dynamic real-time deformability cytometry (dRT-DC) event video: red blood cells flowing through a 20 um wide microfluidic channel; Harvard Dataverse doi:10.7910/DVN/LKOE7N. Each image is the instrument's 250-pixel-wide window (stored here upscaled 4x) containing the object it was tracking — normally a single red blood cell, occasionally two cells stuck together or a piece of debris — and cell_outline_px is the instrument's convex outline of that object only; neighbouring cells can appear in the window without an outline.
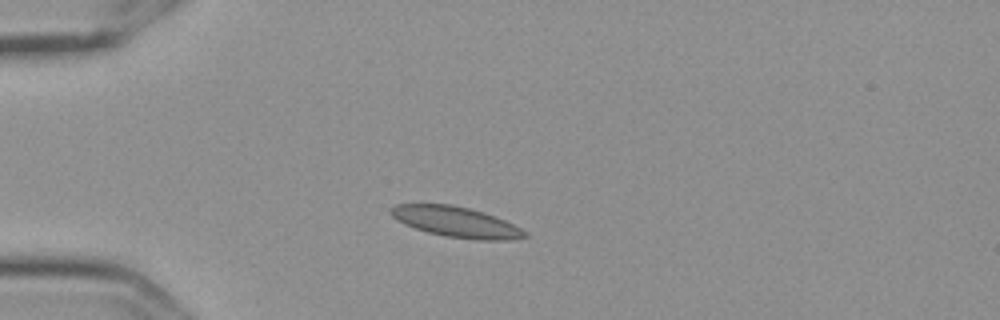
{"species": "Egyptian fruit bat (a non-hibernating species)", "species_latin": "Rousettus aegyptiacus", "temperature_condition": "cold", "stored_images_in_passage": 43, "camera_frame_rate_fps": 3000, "um_per_image_px": 0.085, "frame": {"image": 1, "passage_image": 1, "time_ms": 0.0, "image_size_px": [1000, 320], "cell_outline_px": [[528, 236], [512, 240], [480, 240], [444, 236], [428, 232], [404, 224], [396, 220], [388, 212], [388, 208], [396, 204], [452, 204], [484, 212], [496, 216], [528, 232]], "centroid_in_image_um": [38.75, 18.86], "position_along_channel_um": 46.2, "area_um2": 23.93}}
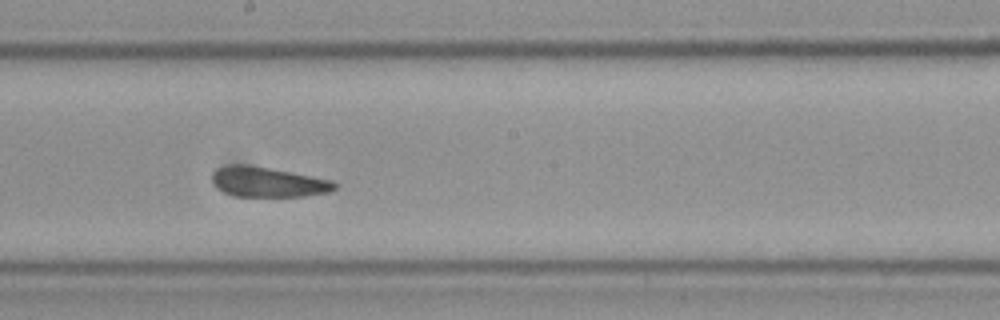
{"frame": {"image": 2, "passage_image": 18, "time_ms": 5.667, "image_size_px": [1000, 320], "cell_outline_px": [[336, 188], [332, 192], [304, 196], [236, 196], [224, 192], [216, 188], [212, 180], [212, 172], [220, 168], [232, 164], [248, 164], [332, 180], [336, 184]], "centroid_in_image_um": [22.77, 15.47], "position_along_channel_um": 225.4, "area_um2": 21.33}}
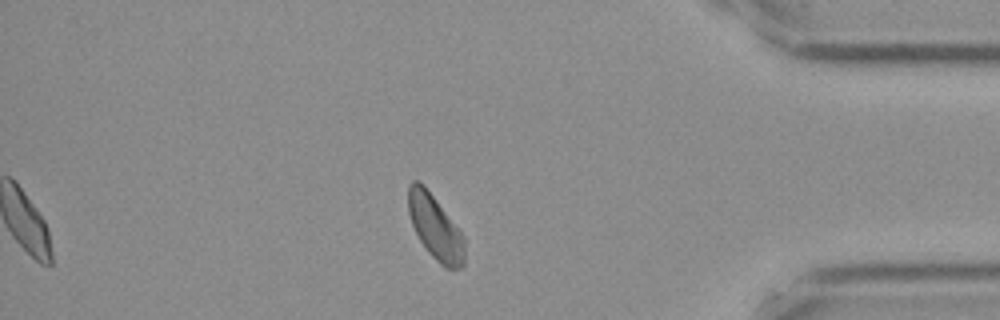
{"frame": {"image": 3, "passage_image": 35, "time_ms": 11.333, "image_size_px": [1000, 320], "cell_outline_px": [[464, 264], [460, 268], [444, 268], [428, 252], [420, 240], [412, 224], [408, 212], [408, 184], [412, 180], [416, 180], [424, 184], [464, 236]], "centroid_in_image_um": [36.98, 19.31], "position_along_channel_um": 398.2, "area_um2": 20.98}, "authors_computed_cell_mechanics": {"area_um2": 21.9062, "velocity_mm_per_s": 3.5625, "shape_relaxation_time_tau1_ms": 3.1865, "shape_relaxation_time_tau2_ms": 1.2164, "deformation_change_tau1": 0.0662, "deformation_change_tau2": 0.059}}